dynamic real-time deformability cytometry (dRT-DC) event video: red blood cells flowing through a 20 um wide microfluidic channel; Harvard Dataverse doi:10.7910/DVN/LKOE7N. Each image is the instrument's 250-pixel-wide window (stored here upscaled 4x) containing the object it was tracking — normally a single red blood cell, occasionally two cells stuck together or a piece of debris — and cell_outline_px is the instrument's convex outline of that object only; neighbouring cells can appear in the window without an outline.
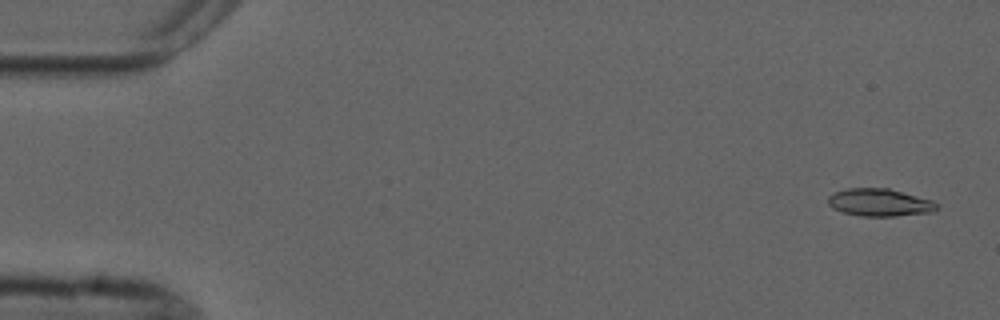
{"species": "common noctule bat (a hibernating species)", "species_latin": "Nyctalus noctula", "temperature_condition": "cold", "stored_images_in_passage": 4, "camera_frame_rate_fps": 3000, "um_per_image_px": 0.085, "animal": {"sex": "male", "forearm_length_mm": 52.5}, "frame": {"image": 1, "passage_image": 1, "time_ms": 0.0, "image_size_px": [1000, 320], "cell_outline_px": [[940, 208], [932, 212], [896, 216], [860, 216], [844, 212], [832, 208], [828, 204], [828, 196], [832, 192], [848, 188], [888, 188], [932, 200]], "centroid_in_image_um": [74.75, 17.21], "position_along_channel_um": 10.3, "area_um2": 17.51}}
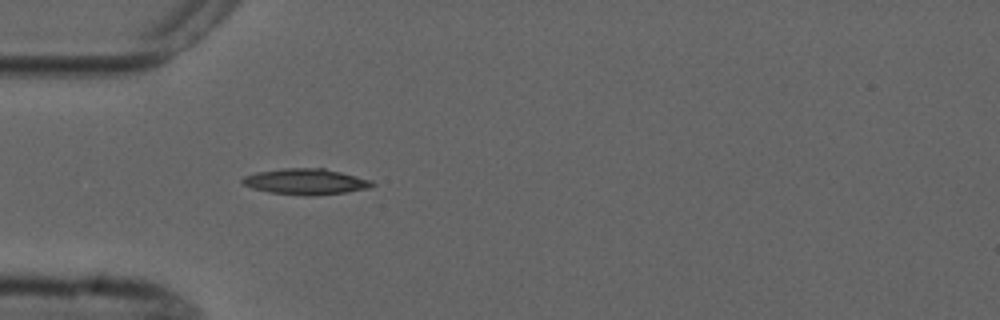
{"frame": {"image": 2, "passage_image": 4, "time_ms": 4.667, "image_size_px": [1000, 320], "cell_outline_px": [[376, 184], [368, 188], [344, 192], [312, 196], [304, 196], [268, 192], [252, 188], [240, 184], [240, 180], [244, 176], [256, 172], [284, 168], [324, 168], [372, 180]], "centroid_in_image_um": [25.93, 15.44], "position_along_channel_um": 59.1, "area_um2": 19.65}}